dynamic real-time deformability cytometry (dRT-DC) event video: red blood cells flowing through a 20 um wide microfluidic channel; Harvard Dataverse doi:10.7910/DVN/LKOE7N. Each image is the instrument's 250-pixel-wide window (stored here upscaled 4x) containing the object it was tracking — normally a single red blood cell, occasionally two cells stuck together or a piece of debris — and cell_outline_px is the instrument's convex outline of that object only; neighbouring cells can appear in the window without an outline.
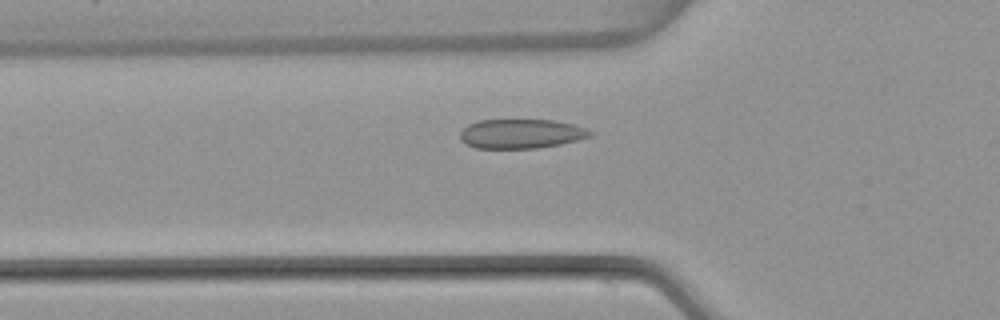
{"species": "common noctule bat (a hibernating species)", "species_latin": "Nyctalus noctula", "temperature_condition": "warm", "stored_images_in_passage": 49, "camera_frame_rate_fps": 3000, "um_per_image_px": 0.085, "animal": {"sex": "female", "body_mass_g": 22.7, "forearm_length_mm": 54.2}, "frame": {"image": 1, "passage_image": 14, "time_ms": 4.333, "image_size_px": [1000, 320], "cell_outline_px": [[592, 136], [560, 144], [536, 148], [476, 148], [460, 140], [460, 132], [468, 124], [480, 120], [552, 120], [572, 124], [584, 128], [592, 132]], "centroid_in_image_um": [44.27, 11.37], "position_along_channel_um": 81.5, "area_um2": 22.02}}
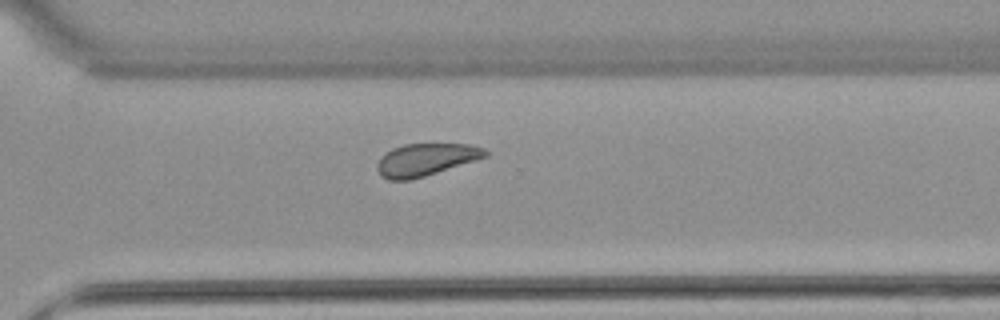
{"frame": {"image": 2, "passage_image": 34, "time_ms": 11.0, "image_size_px": [1000, 320], "cell_outline_px": [[488, 156], [476, 160], [424, 176], [408, 180], [388, 180], [380, 176], [376, 168], [376, 164], [380, 156], [384, 152], [392, 148], [404, 144], [468, 144], [484, 148], [488, 152]], "centroid_in_image_um": [36.14, 13.56], "position_along_channel_um": 334.5, "area_um2": 20.46}}
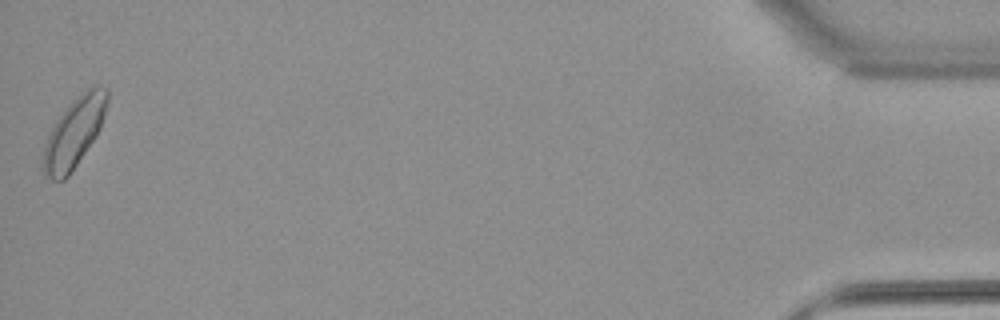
{"frame": {"image": 3, "passage_image": 49, "time_ms": 16.0, "image_size_px": [1000, 320], "cell_outline_px": [[108, 100], [104, 116], [100, 128], [96, 136], [68, 176], [64, 180], [52, 180], [44, 176], [40, 168], [40, 160], [48, 132], [56, 120], [68, 104], [72, 100], [92, 84], [108, 88]], "centroid_in_image_um": [6.26, 11.28], "position_along_channel_um": 428.9, "area_um2": 26.41}, "authors_computed_cell_mechanics": {"area_um2": 21.8484, "velocity_mm_per_s": 3.7897, "shape_relaxation_time_tau1_ms": 3.9394, "shape_relaxation_time_tau2_ms": 1.95, "deformation_change_tau1": 0.0844, "deformation_change_tau2": 0.0491}}